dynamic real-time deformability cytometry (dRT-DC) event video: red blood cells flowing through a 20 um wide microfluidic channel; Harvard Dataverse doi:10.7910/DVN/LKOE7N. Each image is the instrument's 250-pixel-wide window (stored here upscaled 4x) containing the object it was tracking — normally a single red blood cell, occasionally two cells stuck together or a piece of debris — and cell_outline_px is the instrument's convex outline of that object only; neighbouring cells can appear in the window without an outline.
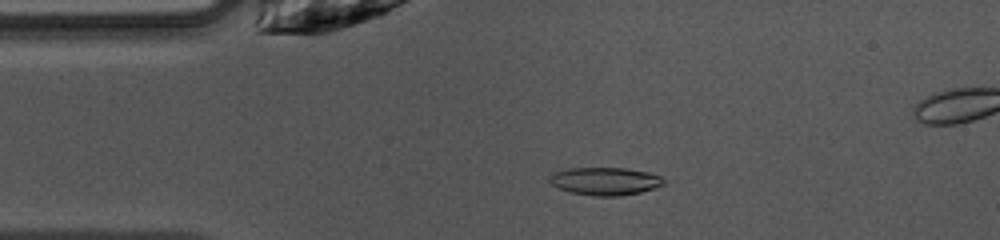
{"species": "common noctule bat (a hibernating species)", "species_latin": "Nyctalus noctula", "temperature_condition": "warm", "stored_images_in_passage": 45, "camera_frame_rate_fps": 3000, "um_per_image_px": 0.085, "animal": {"sex": "female", "body_mass_g": 10.0, "forearm_length_mm": 53.1}, "frame": {"image": 1, "passage_image": 9, "time_ms": 2.667, "image_size_px": [1000, 240], "cell_outline_px": [[664, 184], [656, 188], [640, 192], [620, 196], [592, 196], [572, 192], [560, 188], [552, 184], [548, 180], [552, 172], [568, 168], [624, 168], [648, 172], [660, 176], [664, 180]], "centroid_in_image_um": [51.43, 15.4], "position_along_channel_um": 33.6, "area_um2": 18.5}}
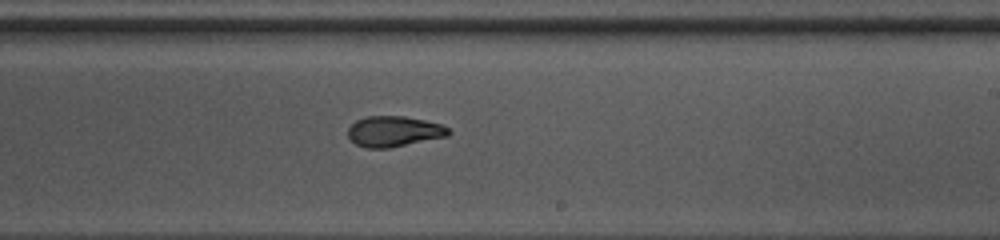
{"frame": {"image": 2, "passage_image": 27, "time_ms": 8.667, "image_size_px": [1000, 240], "cell_outline_px": [[452, 132], [448, 136], [388, 148], [368, 148], [356, 144], [348, 136], [348, 128], [356, 120], [364, 116], [404, 116], [424, 120], [440, 124], [448, 128]], "centroid_in_image_um": [33.48, 11.16], "position_along_channel_um": 255.5, "area_um2": 17.86}}
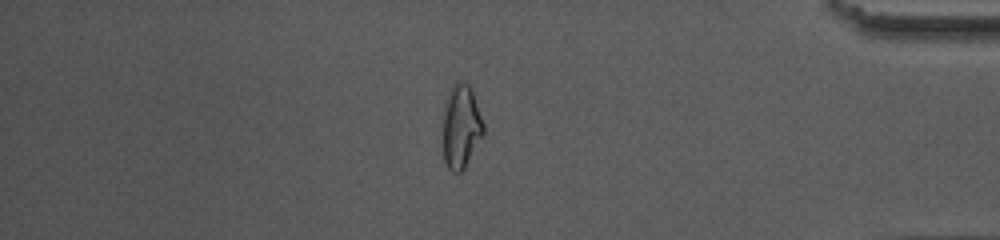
{"frame": {"image": 3, "passage_image": 40, "time_ms": 13.0, "image_size_px": [1000, 240], "cell_outline_px": [[484, 132], [464, 168], [460, 172], [452, 172], [448, 168], [444, 160], [440, 112], [448, 88], [452, 84], [460, 80], [468, 84], [472, 88], [484, 124]], "centroid_in_image_um": [39.12, 10.67], "position_along_channel_um": 396.1, "area_um2": 20.69}, "authors_computed_cell_mechanics": {"area_um2": 18.3226, "velocity_mm_per_s": 4.0743, "shape_relaxation_time_tau1_ms": 4.376, "shape_relaxation_time_tau2_ms": 2.2209, "deformation_change_tau1": 0.1631, "deformation_change_tau2": 0.083}}